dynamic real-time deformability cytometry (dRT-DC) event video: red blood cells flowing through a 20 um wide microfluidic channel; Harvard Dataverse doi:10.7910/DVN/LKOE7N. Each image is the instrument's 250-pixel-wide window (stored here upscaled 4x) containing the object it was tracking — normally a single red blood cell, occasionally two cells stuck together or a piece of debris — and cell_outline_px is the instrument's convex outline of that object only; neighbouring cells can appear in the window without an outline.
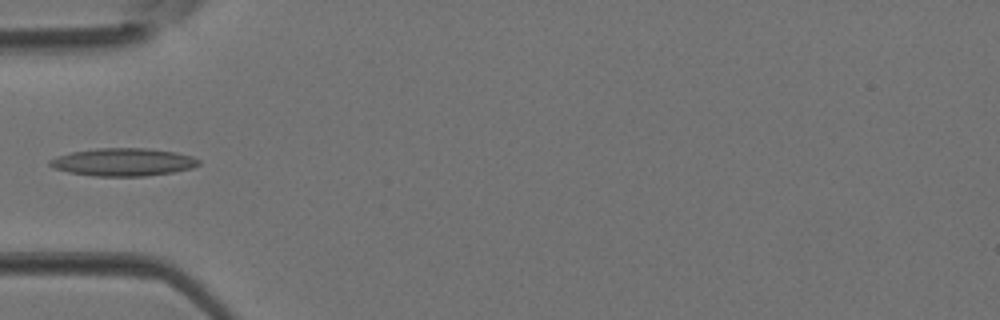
{"species": "Egyptian fruit bat (a non-hibernating species)", "species_latin": "Rousettus aegyptiacus", "temperature_condition": "room temperature", "stored_images_in_passage": 4, "camera_frame_rate_fps": 3000, "um_per_image_px": 0.085, "animal": {"sex": "female"}, "frame": {"image": 1, "passage_image": 4, "time_ms": 1.0, "image_size_px": [1000, 320], "cell_outline_px": [[200, 164], [192, 168], [172, 172], [144, 176], [96, 176], [68, 172], [52, 168], [48, 164], [48, 160], [56, 156], [72, 152], [96, 148], [148, 148], [176, 152], [192, 156], [200, 160]], "centroid_in_image_um": [10.45, 13.77], "position_along_channel_um": 74.5, "area_um2": 24.22}}